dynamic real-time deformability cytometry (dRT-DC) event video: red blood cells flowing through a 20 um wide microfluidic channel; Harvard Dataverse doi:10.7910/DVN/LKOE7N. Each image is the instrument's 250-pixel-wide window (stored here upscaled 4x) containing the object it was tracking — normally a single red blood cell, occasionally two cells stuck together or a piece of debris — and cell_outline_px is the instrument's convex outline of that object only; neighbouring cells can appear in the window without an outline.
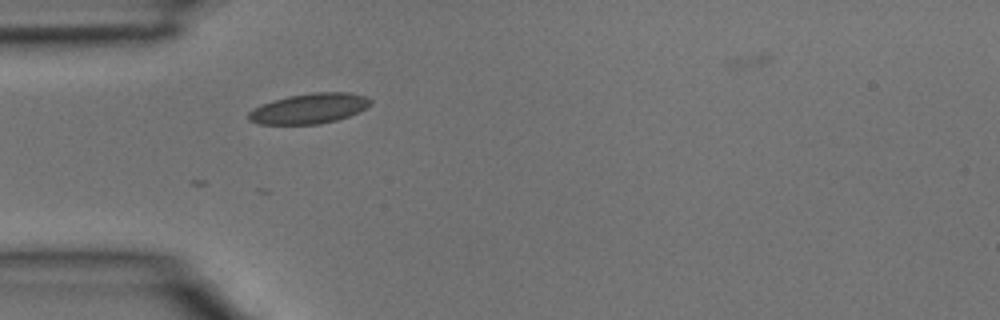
{"species": "common noctule bat (a hibernating species)", "species_latin": "Nyctalus noctula", "temperature_condition": "room temperature", "stored_images_in_passage": 1, "camera_frame_rate_fps": 3000, "um_per_image_px": 0.085, "animal": {"sex": "male", "body_mass_g": 15.6}, "frame": {"image": 1, "passage_image": 1, "time_ms": 0.0, "image_size_px": [1000, 320], "cell_outline_px": [[372, 104], [348, 116], [336, 120], [320, 124], [260, 124], [248, 120], [248, 112], [252, 108], [272, 100], [288, 96], [312, 92], [348, 92], [364, 96], [372, 100]], "centroid_in_image_um": [26.25, 9.22], "position_along_channel_um": 58.8, "area_um2": 21.44}}